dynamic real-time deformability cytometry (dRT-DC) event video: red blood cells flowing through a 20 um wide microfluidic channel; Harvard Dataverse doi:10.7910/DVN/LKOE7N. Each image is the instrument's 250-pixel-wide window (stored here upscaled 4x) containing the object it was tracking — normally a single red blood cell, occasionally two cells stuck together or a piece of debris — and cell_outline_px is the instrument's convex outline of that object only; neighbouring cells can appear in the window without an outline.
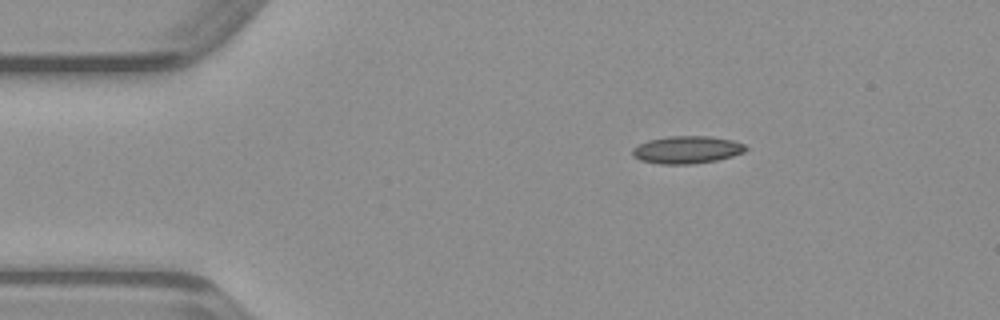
{"species": "common noctule bat (a hibernating species)", "species_latin": "Nyctalus noctula", "temperature_condition": "warm", "stored_images_in_passage": 41, "camera_frame_rate_fps": 3000, "um_per_image_px": 0.085, "animal": {"sex": "male", "body_mass_g": 23.1, "forearm_length_mm": 52.7}, "frame": {"image": 1, "passage_image": 1, "time_ms": 0.0, "image_size_px": [1000, 320], "cell_outline_px": [[748, 148], [744, 152], [732, 156], [716, 160], [692, 164], [660, 164], [640, 160], [632, 156], [632, 148], [648, 140], [668, 136], [708, 136], [732, 140], [744, 144]], "centroid_in_image_um": [58.37, 12.73], "position_along_channel_um": 26.6, "area_um2": 18.15}}
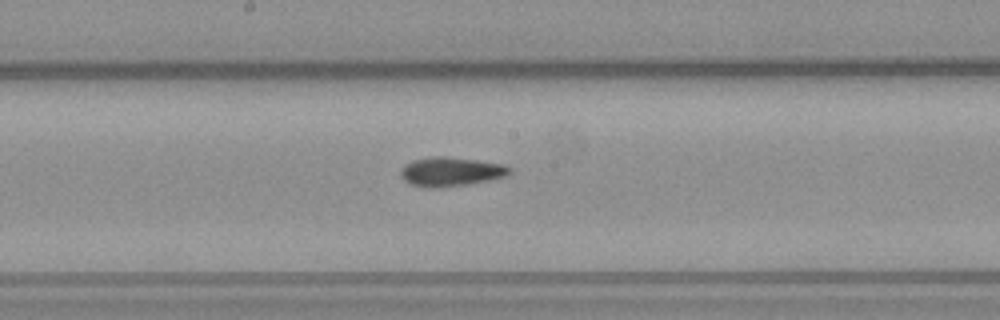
{"frame": {"image": 2, "passage_image": 18, "time_ms": 5.667, "image_size_px": [1000, 320], "cell_outline_px": [[512, 172], [504, 176], [488, 180], [440, 188], [428, 188], [408, 184], [400, 176], [400, 172], [412, 160], [432, 156], [444, 156], [476, 160], [504, 164], [512, 168]], "centroid_in_image_um": [38.31, 14.59], "position_along_channel_um": 209.9, "area_um2": 18.38}}
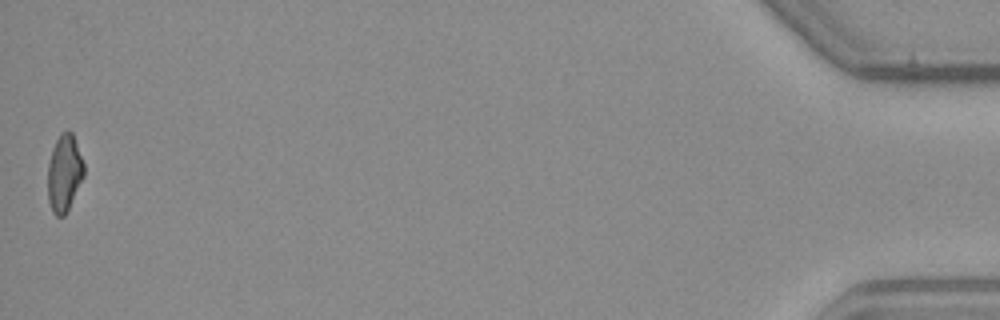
{"frame": {"image": 3, "passage_image": 41, "time_ms": 13.333, "image_size_px": [1000, 320], "cell_outline_px": [[84, 176], [64, 216], [56, 216], [52, 212], [48, 200], [48, 164], [52, 148], [60, 132], [68, 128], [72, 132], [84, 164]], "centroid_in_image_um": [5.45, 14.67], "position_along_channel_um": 429.7, "area_um2": 16.24}}